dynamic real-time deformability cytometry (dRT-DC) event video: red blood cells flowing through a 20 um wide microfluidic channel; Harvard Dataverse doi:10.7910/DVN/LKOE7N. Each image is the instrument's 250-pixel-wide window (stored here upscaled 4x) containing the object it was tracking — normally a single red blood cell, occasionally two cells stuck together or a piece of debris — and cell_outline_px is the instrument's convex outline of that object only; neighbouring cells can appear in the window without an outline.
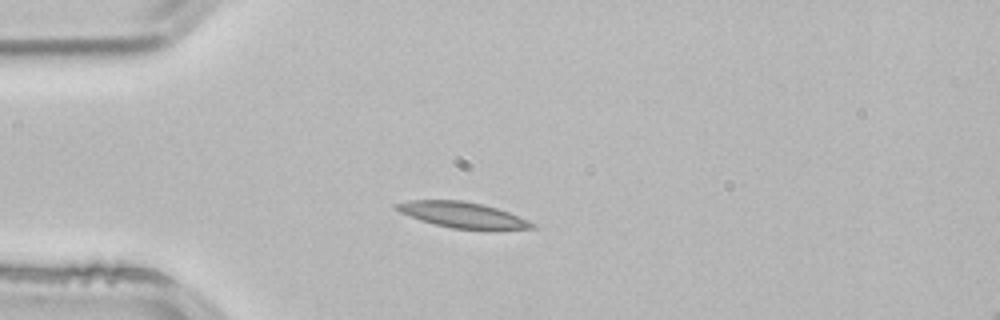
{"species": "common noctule bat (a hibernating species)", "species_latin": "Nyctalus noctula", "temperature_condition": "room temperature", "stored_images_in_passage": 2, "camera_frame_rate_fps": 3000, "um_per_image_px": 0.085, "animal": {"sex": "male", "body_mass_g": 21.5, "forearm_length_mm": 52.0}, "frame": {"image": 1, "passage_image": 2, "time_ms": 0.333, "image_size_px": [1000, 320], "cell_outline_px": [[540, 228], [492, 232], [452, 228], [420, 220], [400, 212], [392, 204], [408, 200], [460, 200], [484, 204], [508, 212], [536, 224]], "centroid_in_image_um": [39.42, 18.31], "position_along_channel_um": 45.6, "area_um2": 21.04}}